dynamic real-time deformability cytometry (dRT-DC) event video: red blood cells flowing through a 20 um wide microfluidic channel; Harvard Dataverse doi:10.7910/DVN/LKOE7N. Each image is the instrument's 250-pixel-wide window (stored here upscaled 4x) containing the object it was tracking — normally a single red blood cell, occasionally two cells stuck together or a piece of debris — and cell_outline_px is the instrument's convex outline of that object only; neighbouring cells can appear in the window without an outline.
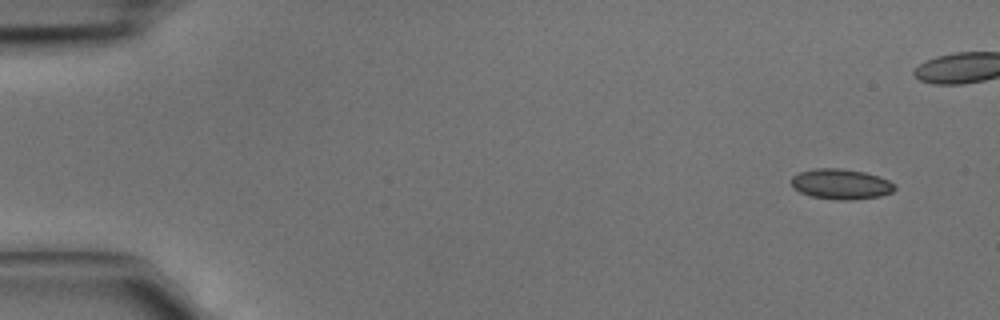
{"species": "common noctule bat (a hibernating species)", "species_latin": "Nyctalus noctula", "temperature_condition": "cold", "stored_images_in_passage": 7, "camera_frame_rate_fps": 3000, "um_per_image_px": 0.085, "animal": {"sex": "male", "body_mass_g": 15.6}, "frame": {"image": 1, "passage_image": 1, "time_ms": 0.0, "image_size_px": [1000, 320], "cell_outline_px": [[896, 188], [892, 192], [880, 196], [852, 200], [836, 200], [812, 196], [800, 192], [792, 188], [792, 176], [800, 172], [816, 168], [836, 168], [864, 172], [880, 176], [888, 180]], "centroid_in_image_um": [71.47, 15.65], "position_along_channel_um": 13.5, "area_um2": 18.21}}